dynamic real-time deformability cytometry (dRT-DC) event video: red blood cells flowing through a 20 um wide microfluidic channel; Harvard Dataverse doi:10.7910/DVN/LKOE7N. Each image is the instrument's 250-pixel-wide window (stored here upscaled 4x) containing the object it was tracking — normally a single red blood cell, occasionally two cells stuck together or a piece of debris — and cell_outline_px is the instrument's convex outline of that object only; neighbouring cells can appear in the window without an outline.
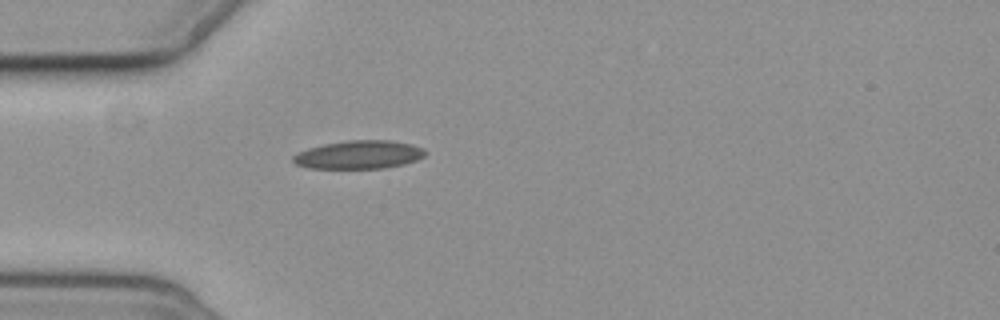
{"species": "common noctule bat (a hibernating species)", "species_latin": "Nyctalus noctula", "temperature_condition": "cold", "stored_images_in_passage": 1, "camera_frame_rate_fps": 3000, "um_per_image_px": 0.085, "animal": {"sex": "female", "body_mass_g": 19.3, "forearm_length_mm": 54.1}, "frame": {"image": 1, "passage_image": 1, "time_ms": 0.0, "image_size_px": [1000, 320], "cell_outline_px": [[428, 152], [424, 156], [416, 160], [404, 164], [384, 168], [308, 168], [296, 164], [292, 160], [292, 156], [296, 152], [308, 148], [324, 144], [348, 140], [388, 140], [412, 144], [424, 148]], "centroid_in_image_um": [30.51, 13.14], "position_along_channel_um": 54.5, "area_um2": 21.91}}